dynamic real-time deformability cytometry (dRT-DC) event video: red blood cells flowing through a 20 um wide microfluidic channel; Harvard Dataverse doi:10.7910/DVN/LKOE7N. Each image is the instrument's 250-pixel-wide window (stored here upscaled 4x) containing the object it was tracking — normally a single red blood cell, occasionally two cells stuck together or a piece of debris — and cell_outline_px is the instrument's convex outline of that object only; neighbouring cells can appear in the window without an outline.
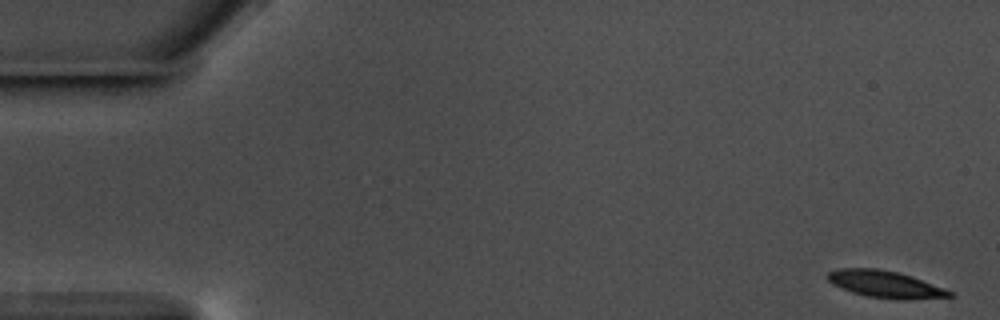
{"species": "common noctule bat (a hibernating species)", "species_latin": "Nyctalus noctula", "temperature_condition": "warm", "stored_images_in_passage": 57, "camera_frame_rate_fps": 3000, "um_per_image_px": 0.085, "animal": {"sex": "male", "body_mass_g": 17.5, "forearm_length_mm": 52.3}, "frame": {"image": 1, "passage_image": 1, "time_ms": 0.0, "image_size_px": [1000, 320], "cell_outline_px": [[956, 296], [908, 300], [904, 300], [868, 296], [852, 292], [840, 288], [832, 284], [824, 276], [828, 272], [840, 268], [876, 268], [896, 272], [912, 276], [956, 292]], "centroid_in_image_um": [75.28, 24.16], "position_along_channel_um": 9.7, "area_um2": 19.36}}
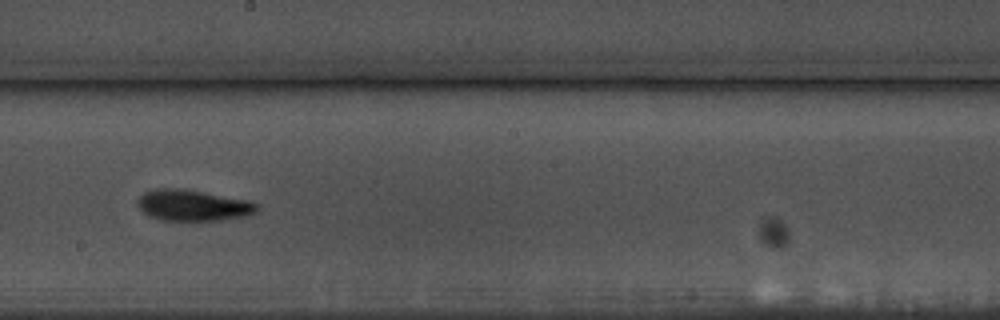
{"frame": {"image": 2, "passage_image": 32, "time_ms": 10.333, "image_size_px": [1000, 320], "cell_outline_px": [[260, 208], [256, 212], [244, 216], [220, 220], [164, 220], [148, 216], [136, 204], [136, 200], [144, 192], [156, 188], [180, 188], [252, 200], [260, 204]], "centroid_in_image_um": [16.43, 17.44], "position_along_channel_um": 231.8, "area_um2": 21.85}}
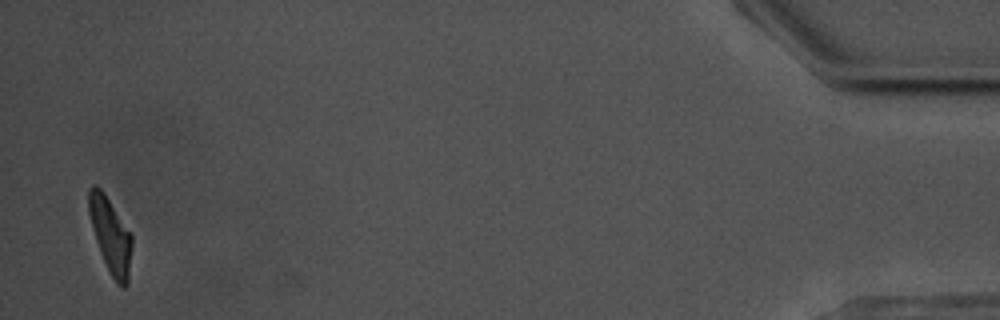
{"frame": {"image": 3, "passage_image": 56, "time_ms": 18.333, "image_size_px": [1000, 320], "cell_outline_px": [[132, 248], [128, 284], [124, 288], [116, 284], [100, 252], [92, 228], [88, 212], [88, 188], [92, 184], [96, 184], [104, 192], [132, 236]], "centroid_in_image_um": [9.38, 20.0], "position_along_channel_um": 425.8, "area_um2": 18.84}, "authors_computed_cell_mechanics": {"area_um2": 19.7676, "velocity_mm_per_s": 3.5419, "shape_relaxation_time_tau1_ms": 3.609, "shape_relaxation_time_tau2_ms": null, "deformation_change_tau1": 0.1648, "deformation_change_tau2": null}}